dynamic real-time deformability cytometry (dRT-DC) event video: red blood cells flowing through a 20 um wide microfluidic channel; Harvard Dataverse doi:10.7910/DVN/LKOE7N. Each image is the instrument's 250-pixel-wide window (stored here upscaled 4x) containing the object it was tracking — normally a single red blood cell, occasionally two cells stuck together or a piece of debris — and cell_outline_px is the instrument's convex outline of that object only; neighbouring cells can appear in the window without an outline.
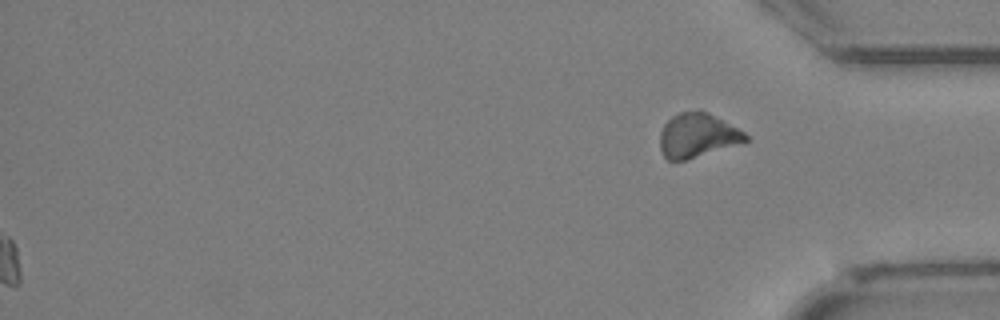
{"species": "Egyptian fruit bat (a non-hibernating species)", "species_latin": "Rousettus aegyptiacus", "temperature_condition": "cold", "stored_images_in_passage": 27, "segment_of_instrument_passage": [2, 2], "camera_frame_rate_fps": 3000, "um_per_image_px": 0.085, "animal": {"sex": "female"}, "frame": {"image": 1, "passage_image": 27, "time_ms": 8.667, "image_size_px": [1000, 320], "cell_outline_px": [[748, 140], [684, 160], [668, 160], [664, 156], [660, 148], [660, 132], [664, 124], [672, 116], [680, 112], [700, 108], [708, 112], [744, 132], [748, 136]], "centroid_in_image_um": [59.23, 11.47], "position_along_channel_um": 376.0, "area_um2": 21.73}}